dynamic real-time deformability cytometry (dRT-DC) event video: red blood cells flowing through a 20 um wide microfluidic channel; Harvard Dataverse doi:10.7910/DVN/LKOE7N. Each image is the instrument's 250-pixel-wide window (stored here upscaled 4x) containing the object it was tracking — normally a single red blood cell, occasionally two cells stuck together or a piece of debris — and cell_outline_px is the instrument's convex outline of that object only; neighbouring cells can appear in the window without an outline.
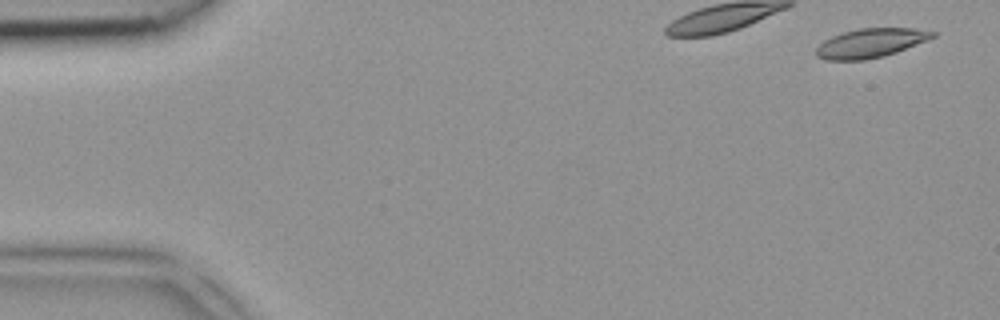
{"species": "common noctule bat (a hibernating species)", "species_latin": "Nyctalus noctula", "temperature_condition": "room temperature", "stored_images_in_passage": 4, "camera_frame_rate_fps": 3000, "um_per_image_px": 0.085, "animal": {"sex": "female", "body_mass_g": 18.4}, "frame": {"image": 1, "passage_image": 1, "time_ms": 0.0, "image_size_px": [1000, 320], "cell_outline_px": [[936, 36], [928, 40], [896, 52], [884, 56], [864, 60], [824, 60], [816, 56], [816, 48], [824, 40], [832, 36], [844, 32], [860, 28], [916, 28], [936, 32]], "centroid_in_image_um": [74.01, 3.66], "position_along_channel_um": 11.0, "area_um2": 19.77}}
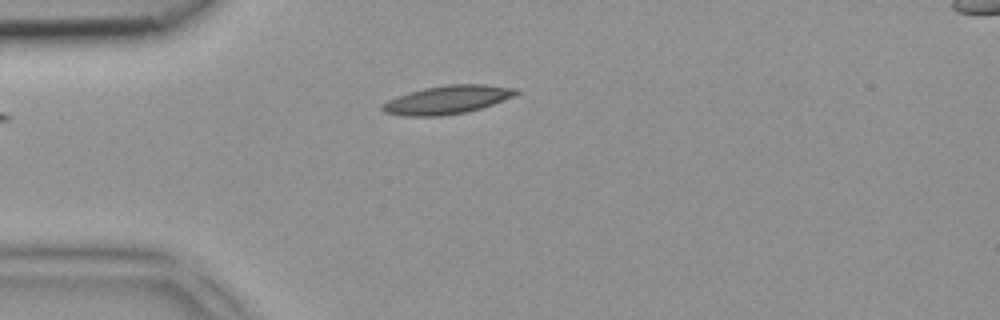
{"frame": {"image": 2, "passage_image": 4, "time_ms": 1.0, "image_size_px": [1000, 320], "cell_outline_px": [[520, 92], [512, 96], [492, 104], [480, 108], [464, 112], [440, 116], [404, 116], [384, 112], [380, 108], [380, 104], [396, 96], [408, 92], [424, 88], [448, 84], [484, 84], [516, 88]], "centroid_in_image_um": [37.96, 8.47], "position_along_channel_um": 47.0, "area_um2": 22.02}}